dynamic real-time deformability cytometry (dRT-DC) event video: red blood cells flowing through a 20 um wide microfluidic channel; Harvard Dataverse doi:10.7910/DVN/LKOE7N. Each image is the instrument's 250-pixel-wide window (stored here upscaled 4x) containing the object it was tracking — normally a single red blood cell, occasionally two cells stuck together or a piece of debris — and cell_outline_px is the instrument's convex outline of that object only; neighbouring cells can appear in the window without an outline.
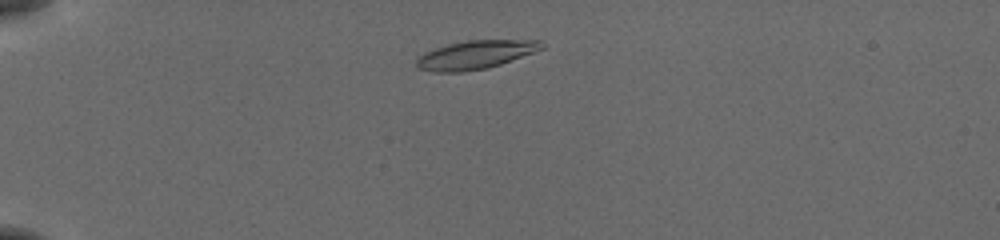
{"species": "common noctule bat (a hibernating species)", "species_latin": "Nyctalus noctula", "temperature_condition": "cold", "stored_images_in_passage": 45, "camera_frame_rate_fps": 3000, "um_per_image_px": 0.085, "animal": {"sex": "female", "body_mass_g": 19.5, "forearm_length_mm": 54.1}, "frame": {"image": 1, "passage_image": 5, "time_ms": 1.333, "image_size_px": [1000, 240], "cell_outline_px": [[544, 48], [500, 64], [488, 68], [460, 72], [436, 72], [420, 68], [416, 64], [416, 60], [424, 52], [448, 44], [468, 40], [540, 40], [544, 44]], "centroid_in_image_um": [40.42, 4.65], "position_along_channel_um": 44.6, "area_um2": 20.52}}
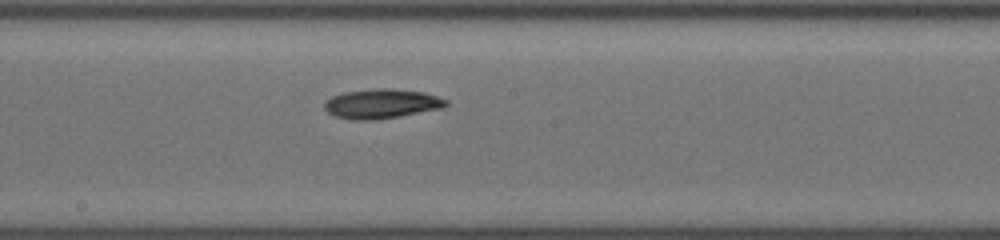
{"frame": {"image": 2, "passage_image": 22, "time_ms": 7.0, "image_size_px": [1000, 240], "cell_outline_px": [[448, 104], [444, 108], [400, 116], [376, 120], [352, 120], [336, 116], [328, 112], [324, 108], [324, 100], [332, 96], [344, 92], [372, 88], [392, 88], [424, 92], [448, 100]], "centroid_in_image_um": [32.44, 8.81], "position_along_channel_um": 215.8, "area_um2": 21.15}}
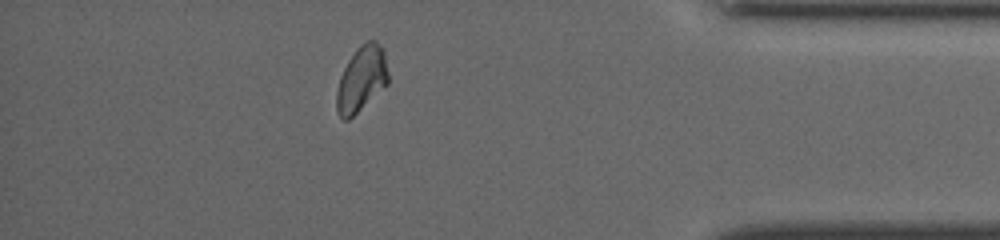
{"frame": {"image": 3, "passage_image": 39, "time_ms": 12.667, "image_size_px": [1000, 240], "cell_outline_px": [[388, 84], [348, 120], [344, 120], [340, 116], [336, 108], [336, 92], [340, 76], [348, 60], [356, 48], [360, 44], [368, 40], [376, 40], [384, 52], [388, 72]], "centroid_in_image_um": [30.72, 6.69], "position_along_channel_um": 404.5, "area_um2": 19.59}, "authors_computed_cell_mechanics": {"area_um2": 19.7676, "velocity_mm_per_s": 3.8286, "shape_relaxation_time_tau1_ms": 4.8666, "shape_relaxation_time_tau2_ms": 4.1976, "deformation_change_tau1": 0.1515, "deformation_change_tau2": 0.0909}}